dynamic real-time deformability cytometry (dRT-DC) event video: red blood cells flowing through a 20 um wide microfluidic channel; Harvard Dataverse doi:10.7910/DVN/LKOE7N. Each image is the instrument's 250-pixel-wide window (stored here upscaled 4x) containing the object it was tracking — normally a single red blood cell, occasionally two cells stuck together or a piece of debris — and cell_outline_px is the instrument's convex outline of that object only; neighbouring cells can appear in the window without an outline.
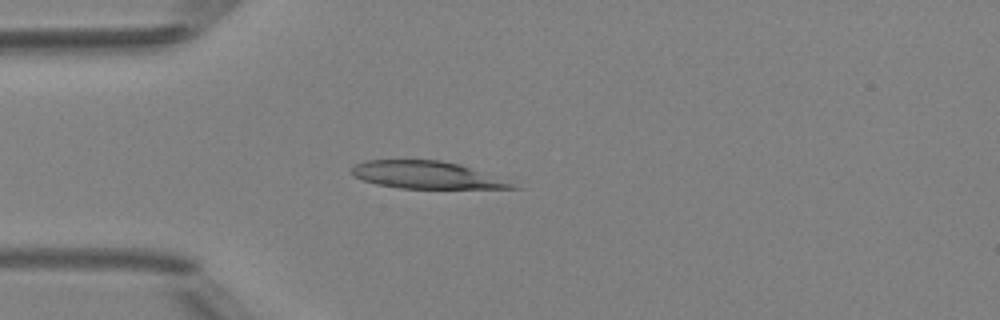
{"species": "Egyptian fruit bat (a non-hibernating species)", "species_latin": "Rousettus aegyptiacus", "temperature_condition": "room temperature", "stored_images_in_passage": 3, "camera_frame_rate_fps": 3000, "um_per_image_px": 0.085, "animal": {"sex": "female"}, "frame": {"image": 1, "passage_image": 3, "time_ms": 2.333, "image_size_px": [1000, 320], "cell_outline_px": [[520, 188], [400, 188], [376, 184], [352, 176], [352, 168], [356, 164], [364, 160], [440, 160], [460, 164], [512, 184]], "centroid_in_image_um": [36.11, 14.86], "position_along_channel_um": 48.9, "area_um2": 24.91}}